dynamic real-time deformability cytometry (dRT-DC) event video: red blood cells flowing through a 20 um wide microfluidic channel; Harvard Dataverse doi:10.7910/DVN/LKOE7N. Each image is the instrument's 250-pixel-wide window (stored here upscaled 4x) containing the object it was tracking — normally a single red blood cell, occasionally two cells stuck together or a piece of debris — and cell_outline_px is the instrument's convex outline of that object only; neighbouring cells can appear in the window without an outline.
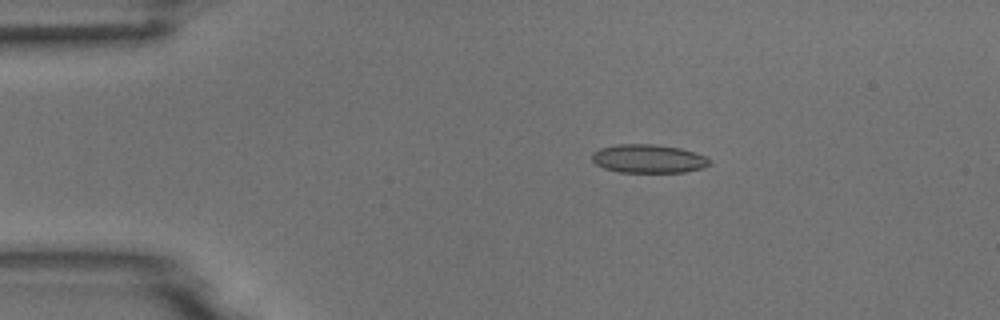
{"species": "common noctule bat (a hibernating species)", "species_latin": "Nyctalus noctula", "temperature_condition": "room temperature", "stored_images_in_passage": 5, "camera_frame_rate_fps": 3000, "um_per_image_px": 0.085, "animal": {"sex": "male", "body_mass_g": 18.8}, "frame": {"image": 1, "passage_image": 3, "time_ms": 2.333, "image_size_px": [1000, 320], "cell_outline_px": [[712, 160], [704, 168], [684, 172], [620, 172], [604, 168], [596, 164], [592, 160], [592, 152], [600, 148], [620, 144], [656, 144], [680, 148], [704, 156]], "centroid_in_image_um": [55.1, 13.49], "position_along_channel_um": 29.9, "area_um2": 19.48}}
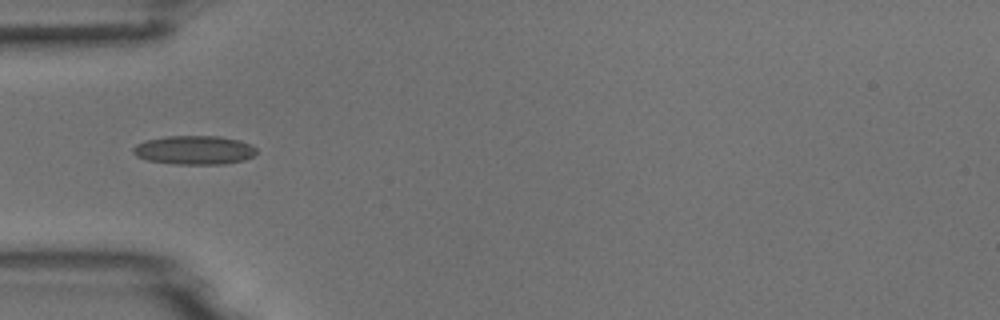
{"frame": {"image": 2, "passage_image": 5, "time_ms": 4.667, "image_size_px": [1000, 320], "cell_outline_px": [[256, 152], [252, 156], [244, 160], [224, 164], [176, 164], [148, 160], [136, 156], [132, 152], [132, 148], [136, 144], [144, 140], [168, 136], [220, 136], [240, 140], [256, 148]], "centroid_in_image_um": [16.49, 12.75], "position_along_channel_um": 68.5, "area_um2": 20.75}}